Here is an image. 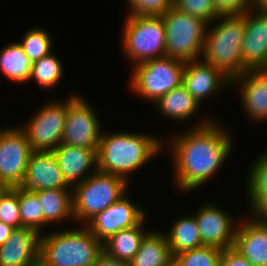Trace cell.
<instances>
[{"label": "cell", "mask_w": 267, "mask_h": 266, "mask_svg": "<svg viewBox=\"0 0 267 266\" xmlns=\"http://www.w3.org/2000/svg\"><path fill=\"white\" fill-rule=\"evenodd\" d=\"M222 249L202 246L173 256L171 266H218Z\"/></svg>", "instance_id": "30"}, {"label": "cell", "mask_w": 267, "mask_h": 266, "mask_svg": "<svg viewBox=\"0 0 267 266\" xmlns=\"http://www.w3.org/2000/svg\"><path fill=\"white\" fill-rule=\"evenodd\" d=\"M220 15H242L251 9V0H213Z\"/></svg>", "instance_id": "35"}, {"label": "cell", "mask_w": 267, "mask_h": 266, "mask_svg": "<svg viewBox=\"0 0 267 266\" xmlns=\"http://www.w3.org/2000/svg\"><path fill=\"white\" fill-rule=\"evenodd\" d=\"M15 228L5 224L3 222H0V246H2L6 240L11 236L12 231Z\"/></svg>", "instance_id": "39"}, {"label": "cell", "mask_w": 267, "mask_h": 266, "mask_svg": "<svg viewBox=\"0 0 267 266\" xmlns=\"http://www.w3.org/2000/svg\"><path fill=\"white\" fill-rule=\"evenodd\" d=\"M164 139L135 132L105 133L99 142L97 170L123 178L129 177L164 149Z\"/></svg>", "instance_id": "2"}, {"label": "cell", "mask_w": 267, "mask_h": 266, "mask_svg": "<svg viewBox=\"0 0 267 266\" xmlns=\"http://www.w3.org/2000/svg\"><path fill=\"white\" fill-rule=\"evenodd\" d=\"M146 216L138 225L120 230L103 243L104 252L111 258L130 262L149 233L145 230Z\"/></svg>", "instance_id": "21"}, {"label": "cell", "mask_w": 267, "mask_h": 266, "mask_svg": "<svg viewBox=\"0 0 267 266\" xmlns=\"http://www.w3.org/2000/svg\"><path fill=\"white\" fill-rule=\"evenodd\" d=\"M40 238L32 228H15L0 246V266H30L40 255Z\"/></svg>", "instance_id": "18"}, {"label": "cell", "mask_w": 267, "mask_h": 266, "mask_svg": "<svg viewBox=\"0 0 267 266\" xmlns=\"http://www.w3.org/2000/svg\"><path fill=\"white\" fill-rule=\"evenodd\" d=\"M128 185L123 178L96 170L72 188L74 221L85 225L124 196L129 191Z\"/></svg>", "instance_id": "5"}, {"label": "cell", "mask_w": 267, "mask_h": 266, "mask_svg": "<svg viewBox=\"0 0 267 266\" xmlns=\"http://www.w3.org/2000/svg\"><path fill=\"white\" fill-rule=\"evenodd\" d=\"M25 192L49 189H72L66 182L53 152H32L26 173L17 186Z\"/></svg>", "instance_id": "15"}, {"label": "cell", "mask_w": 267, "mask_h": 266, "mask_svg": "<svg viewBox=\"0 0 267 266\" xmlns=\"http://www.w3.org/2000/svg\"><path fill=\"white\" fill-rule=\"evenodd\" d=\"M166 237L172 256L204 246L201 241L197 222L192 215L180 216L174 220Z\"/></svg>", "instance_id": "25"}, {"label": "cell", "mask_w": 267, "mask_h": 266, "mask_svg": "<svg viewBox=\"0 0 267 266\" xmlns=\"http://www.w3.org/2000/svg\"><path fill=\"white\" fill-rule=\"evenodd\" d=\"M182 85L201 105L209 96L231 86V79L202 59L185 62Z\"/></svg>", "instance_id": "16"}, {"label": "cell", "mask_w": 267, "mask_h": 266, "mask_svg": "<svg viewBox=\"0 0 267 266\" xmlns=\"http://www.w3.org/2000/svg\"><path fill=\"white\" fill-rule=\"evenodd\" d=\"M122 46L132 66L165 56V27L162 16L126 15Z\"/></svg>", "instance_id": "7"}, {"label": "cell", "mask_w": 267, "mask_h": 266, "mask_svg": "<svg viewBox=\"0 0 267 266\" xmlns=\"http://www.w3.org/2000/svg\"><path fill=\"white\" fill-rule=\"evenodd\" d=\"M63 64L53 51L45 57L34 61L29 81L34 80L42 89H52L63 77Z\"/></svg>", "instance_id": "27"}, {"label": "cell", "mask_w": 267, "mask_h": 266, "mask_svg": "<svg viewBox=\"0 0 267 266\" xmlns=\"http://www.w3.org/2000/svg\"><path fill=\"white\" fill-rule=\"evenodd\" d=\"M128 15L162 16L171 6L172 0H127Z\"/></svg>", "instance_id": "34"}, {"label": "cell", "mask_w": 267, "mask_h": 266, "mask_svg": "<svg viewBox=\"0 0 267 266\" xmlns=\"http://www.w3.org/2000/svg\"><path fill=\"white\" fill-rule=\"evenodd\" d=\"M52 152L56 156L66 182L72 188L97 170V153L94 150L60 144Z\"/></svg>", "instance_id": "19"}, {"label": "cell", "mask_w": 267, "mask_h": 266, "mask_svg": "<svg viewBox=\"0 0 267 266\" xmlns=\"http://www.w3.org/2000/svg\"><path fill=\"white\" fill-rule=\"evenodd\" d=\"M212 118L204 117L195 127L164 142L173 160L174 185L181 191L190 192L206 184L232 153L233 136Z\"/></svg>", "instance_id": "1"}, {"label": "cell", "mask_w": 267, "mask_h": 266, "mask_svg": "<svg viewBox=\"0 0 267 266\" xmlns=\"http://www.w3.org/2000/svg\"><path fill=\"white\" fill-rule=\"evenodd\" d=\"M218 266H253L234 247L222 251Z\"/></svg>", "instance_id": "37"}, {"label": "cell", "mask_w": 267, "mask_h": 266, "mask_svg": "<svg viewBox=\"0 0 267 266\" xmlns=\"http://www.w3.org/2000/svg\"><path fill=\"white\" fill-rule=\"evenodd\" d=\"M132 67L131 91L155 103L161 96L182 85L185 62L164 56Z\"/></svg>", "instance_id": "8"}, {"label": "cell", "mask_w": 267, "mask_h": 266, "mask_svg": "<svg viewBox=\"0 0 267 266\" xmlns=\"http://www.w3.org/2000/svg\"><path fill=\"white\" fill-rule=\"evenodd\" d=\"M212 23L207 27L201 59L232 80L247 71L241 56L245 15H220Z\"/></svg>", "instance_id": "3"}, {"label": "cell", "mask_w": 267, "mask_h": 266, "mask_svg": "<svg viewBox=\"0 0 267 266\" xmlns=\"http://www.w3.org/2000/svg\"><path fill=\"white\" fill-rule=\"evenodd\" d=\"M245 219L239 220L234 248L253 266H267V225Z\"/></svg>", "instance_id": "20"}, {"label": "cell", "mask_w": 267, "mask_h": 266, "mask_svg": "<svg viewBox=\"0 0 267 266\" xmlns=\"http://www.w3.org/2000/svg\"><path fill=\"white\" fill-rule=\"evenodd\" d=\"M0 222L14 228L23 227L20 218L18 187L9 188L0 199Z\"/></svg>", "instance_id": "33"}, {"label": "cell", "mask_w": 267, "mask_h": 266, "mask_svg": "<svg viewBox=\"0 0 267 266\" xmlns=\"http://www.w3.org/2000/svg\"><path fill=\"white\" fill-rule=\"evenodd\" d=\"M31 67L32 62L18 42L9 43L0 51V71L10 81L27 83Z\"/></svg>", "instance_id": "26"}, {"label": "cell", "mask_w": 267, "mask_h": 266, "mask_svg": "<svg viewBox=\"0 0 267 266\" xmlns=\"http://www.w3.org/2000/svg\"><path fill=\"white\" fill-rule=\"evenodd\" d=\"M244 15L242 65L246 70L267 69V11L251 8Z\"/></svg>", "instance_id": "14"}, {"label": "cell", "mask_w": 267, "mask_h": 266, "mask_svg": "<svg viewBox=\"0 0 267 266\" xmlns=\"http://www.w3.org/2000/svg\"><path fill=\"white\" fill-rule=\"evenodd\" d=\"M10 187H8L7 185L1 184L0 183V199L2 197V195L9 189Z\"/></svg>", "instance_id": "42"}, {"label": "cell", "mask_w": 267, "mask_h": 266, "mask_svg": "<svg viewBox=\"0 0 267 266\" xmlns=\"http://www.w3.org/2000/svg\"><path fill=\"white\" fill-rule=\"evenodd\" d=\"M172 258L165 233L153 230L145 236L129 266H171Z\"/></svg>", "instance_id": "23"}, {"label": "cell", "mask_w": 267, "mask_h": 266, "mask_svg": "<svg viewBox=\"0 0 267 266\" xmlns=\"http://www.w3.org/2000/svg\"><path fill=\"white\" fill-rule=\"evenodd\" d=\"M27 31L23 35L24 37L21 39V42L18 43L32 63L53 51L51 48L53 44L52 36H50L46 29L36 27L30 28Z\"/></svg>", "instance_id": "29"}, {"label": "cell", "mask_w": 267, "mask_h": 266, "mask_svg": "<svg viewBox=\"0 0 267 266\" xmlns=\"http://www.w3.org/2000/svg\"><path fill=\"white\" fill-rule=\"evenodd\" d=\"M97 114L82 96L75 93L69 95L61 144L84 147L97 153L102 136V126Z\"/></svg>", "instance_id": "10"}, {"label": "cell", "mask_w": 267, "mask_h": 266, "mask_svg": "<svg viewBox=\"0 0 267 266\" xmlns=\"http://www.w3.org/2000/svg\"><path fill=\"white\" fill-rule=\"evenodd\" d=\"M165 27V56L183 62L198 60L203 53L208 23L173 5L162 15Z\"/></svg>", "instance_id": "6"}, {"label": "cell", "mask_w": 267, "mask_h": 266, "mask_svg": "<svg viewBox=\"0 0 267 266\" xmlns=\"http://www.w3.org/2000/svg\"><path fill=\"white\" fill-rule=\"evenodd\" d=\"M80 227L41 233L40 256L53 266H94L103 243L85 225Z\"/></svg>", "instance_id": "4"}, {"label": "cell", "mask_w": 267, "mask_h": 266, "mask_svg": "<svg viewBox=\"0 0 267 266\" xmlns=\"http://www.w3.org/2000/svg\"><path fill=\"white\" fill-rule=\"evenodd\" d=\"M129 199L128 192L104 211L97 213L85 226L93 236L104 243L123 229L138 225L147 213Z\"/></svg>", "instance_id": "12"}, {"label": "cell", "mask_w": 267, "mask_h": 266, "mask_svg": "<svg viewBox=\"0 0 267 266\" xmlns=\"http://www.w3.org/2000/svg\"><path fill=\"white\" fill-rule=\"evenodd\" d=\"M68 98L66 101L46 102L34 112L28 123L19 125L25 132L31 150L34 152H52L61 144L67 116Z\"/></svg>", "instance_id": "9"}, {"label": "cell", "mask_w": 267, "mask_h": 266, "mask_svg": "<svg viewBox=\"0 0 267 266\" xmlns=\"http://www.w3.org/2000/svg\"><path fill=\"white\" fill-rule=\"evenodd\" d=\"M249 217L257 224L267 225V197H248Z\"/></svg>", "instance_id": "36"}, {"label": "cell", "mask_w": 267, "mask_h": 266, "mask_svg": "<svg viewBox=\"0 0 267 266\" xmlns=\"http://www.w3.org/2000/svg\"><path fill=\"white\" fill-rule=\"evenodd\" d=\"M20 218L23 227L32 228L41 233L44 228V218L41 204L34 192H25L18 188Z\"/></svg>", "instance_id": "28"}, {"label": "cell", "mask_w": 267, "mask_h": 266, "mask_svg": "<svg viewBox=\"0 0 267 266\" xmlns=\"http://www.w3.org/2000/svg\"><path fill=\"white\" fill-rule=\"evenodd\" d=\"M154 106L166 118L180 122L188 121L200 108V104L183 85L161 96Z\"/></svg>", "instance_id": "24"}, {"label": "cell", "mask_w": 267, "mask_h": 266, "mask_svg": "<svg viewBox=\"0 0 267 266\" xmlns=\"http://www.w3.org/2000/svg\"><path fill=\"white\" fill-rule=\"evenodd\" d=\"M202 244L222 250L234 247L237 226L234 217L216 204H204L194 215Z\"/></svg>", "instance_id": "13"}, {"label": "cell", "mask_w": 267, "mask_h": 266, "mask_svg": "<svg viewBox=\"0 0 267 266\" xmlns=\"http://www.w3.org/2000/svg\"><path fill=\"white\" fill-rule=\"evenodd\" d=\"M172 5L179 11L203 19L209 25L220 16L213 0H172Z\"/></svg>", "instance_id": "32"}, {"label": "cell", "mask_w": 267, "mask_h": 266, "mask_svg": "<svg viewBox=\"0 0 267 266\" xmlns=\"http://www.w3.org/2000/svg\"><path fill=\"white\" fill-rule=\"evenodd\" d=\"M234 84L240 88L242 107L248 118L255 122L266 121L267 69L247 70L231 80V85Z\"/></svg>", "instance_id": "17"}, {"label": "cell", "mask_w": 267, "mask_h": 266, "mask_svg": "<svg viewBox=\"0 0 267 266\" xmlns=\"http://www.w3.org/2000/svg\"><path fill=\"white\" fill-rule=\"evenodd\" d=\"M34 193L42 205L44 228L50 223L55 225L66 219L74 220L72 189L39 190Z\"/></svg>", "instance_id": "22"}, {"label": "cell", "mask_w": 267, "mask_h": 266, "mask_svg": "<svg viewBox=\"0 0 267 266\" xmlns=\"http://www.w3.org/2000/svg\"><path fill=\"white\" fill-rule=\"evenodd\" d=\"M33 151L25 132L17 125L0 129V183L17 187L26 173Z\"/></svg>", "instance_id": "11"}, {"label": "cell", "mask_w": 267, "mask_h": 266, "mask_svg": "<svg viewBox=\"0 0 267 266\" xmlns=\"http://www.w3.org/2000/svg\"><path fill=\"white\" fill-rule=\"evenodd\" d=\"M94 266H129V262L111 258L105 252H103Z\"/></svg>", "instance_id": "38"}, {"label": "cell", "mask_w": 267, "mask_h": 266, "mask_svg": "<svg viewBox=\"0 0 267 266\" xmlns=\"http://www.w3.org/2000/svg\"><path fill=\"white\" fill-rule=\"evenodd\" d=\"M30 266H53L45 259H43L40 255L36 258V260Z\"/></svg>", "instance_id": "41"}, {"label": "cell", "mask_w": 267, "mask_h": 266, "mask_svg": "<svg viewBox=\"0 0 267 266\" xmlns=\"http://www.w3.org/2000/svg\"><path fill=\"white\" fill-rule=\"evenodd\" d=\"M251 8L267 11V0H251Z\"/></svg>", "instance_id": "40"}, {"label": "cell", "mask_w": 267, "mask_h": 266, "mask_svg": "<svg viewBox=\"0 0 267 266\" xmlns=\"http://www.w3.org/2000/svg\"><path fill=\"white\" fill-rule=\"evenodd\" d=\"M248 172L247 197H267V151L256 157Z\"/></svg>", "instance_id": "31"}]
</instances>
